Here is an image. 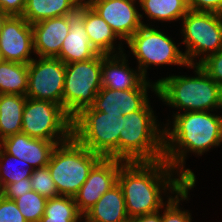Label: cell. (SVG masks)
I'll use <instances>...</instances> for the list:
<instances>
[{"mask_svg": "<svg viewBox=\"0 0 222 222\" xmlns=\"http://www.w3.org/2000/svg\"><path fill=\"white\" fill-rule=\"evenodd\" d=\"M28 89V64L0 62V94L26 96Z\"/></svg>", "mask_w": 222, "mask_h": 222, "instance_id": "24", "label": "cell"}, {"mask_svg": "<svg viewBox=\"0 0 222 222\" xmlns=\"http://www.w3.org/2000/svg\"><path fill=\"white\" fill-rule=\"evenodd\" d=\"M101 159L100 155L91 152L73 137L58 144L47 165L58 194L74 197Z\"/></svg>", "mask_w": 222, "mask_h": 222, "instance_id": "5", "label": "cell"}, {"mask_svg": "<svg viewBox=\"0 0 222 222\" xmlns=\"http://www.w3.org/2000/svg\"><path fill=\"white\" fill-rule=\"evenodd\" d=\"M199 65L217 84H222V49L208 55Z\"/></svg>", "mask_w": 222, "mask_h": 222, "instance_id": "31", "label": "cell"}, {"mask_svg": "<svg viewBox=\"0 0 222 222\" xmlns=\"http://www.w3.org/2000/svg\"><path fill=\"white\" fill-rule=\"evenodd\" d=\"M84 0H26L22 16L29 24L75 14Z\"/></svg>", "mask_w": 222, "mask_h": 222, "instance_id": "22", "label": "cell"}, {"mask_svg": "<svg viewBox=\"0 0 222 222\" xmlns=\"http://www.w3.org/2000/svg\"><path fill=\"white\" fill-rule=\"evenodd\" d=\"M34 51L38 57L56 58L69 33V15L53 17L32 24Z\"/></svg>", "mask_w": 222, "mask_h": 222, "instance_id": "18", "label": "cell"}, {"mask_svg": "<svg viewBox=\"0 0 222 222\" xmlns=\"http://www.w3.org/2000/svg\"><path fill=\"white\" fill-rule=\"evenodd\" d=\"M123 41H127L143 25L136 0H84Z\"/></svg>", "mask_w": 222, "mask_h": 222, "instance_id": "13", "label": "cell"}, {"mask_svg": "<svg viewBox=\"0 0 222 222\" xmlns=\"http://www.w3.org/2000/svg\"><path fill=\"white\" fill-rule=\"evenodd\" d=\"M21 133L47 141L66 142L72 137V118L59 104L27 98Z\"/></svg>", "mask_w": 222, "mask_h": 222, "instance_id": "8", "label": "cell"}, {"mask_svg": "<svg viewBox=\"0 0 222 222\" xmlns=\"http://www.w3.org/2000/svg\"><path fill=\"white\" fill-rule=\"evenodd\" d=\"M121 116L84 108L72 118V137L102 158L118 160Z\"/></svg>", "mask_w": 222, "mask_h": 222, "instance_id": "6", "label": "cell"}, {"mask_svg": "<svg viewBox=\"0 0 222 222\" xmlns=\"http://www.w3.org/2000/svg\"><path fill=\"white\" fill-rule=\"evenodd\" d=\"M102 61L98 53L87 61L65 64L62 107L71 118L90 107L102 88Z\"/></svg>", "mask_w": 222, "mask_h": 222, "instance_id": "7", "label": "cell"}, {"mask_svg": "<svg viewBox=\"0 0 222 222\" xmlns=\"http://www.w3.org/2000/svg\"><path fill=\"white\" fill-rule=\"evenodd\" d=\"M82 218L73 197L58 196L47 199L39 222H80Z\"/></svg>", "mask_w": 222, "mask_h": 222, "instance_id": "26", "label": "cell"}, {"mask_svg": "<svg viewBox=\"0 0 222 222\" xmlns=\"http://www.w3.org/2000/svg\"><path fill=\"white\" fill-rule=\"evenodd\" d=\"M172 172L176 175L177 171L164 159L124 162L121 165L117 183L122 189L130 219L159 211L166 204L162 192L168 190L171 194L177 193L188 183L181 175L174 178Z\"/></svg>", "mask_w": 222, "mask_h": 222, "instance_id": "1", "label": "cell"}, {"mask_svg": "<svg viewBox=\"0 0 222 222\" xmlns=\"http://www.w3.org/2000/svg\"><path fill=\"white\" fill-rule=\"evenodd\" d=\"M195 68V77L172 75L157 80V95L172 108L191 111H213L222 108L219 84H217L199 64L188 65Z\"/></svg>", "mask_w": 222, "mask_h": 222, "instance_id": "4", "label": "cell"}, {"mask_svg": "<svg viewBox=\"0 0 222 222\" xmlns=\"http://www.w3.org/2000/svg\"><path fill=\"white\" fill-rule=\"evenodd\" d=\"M189 10L218 13L222 8V0H188Z\"/></svg>", "mask_w": 222, "mask_h": 222, "instance_id": "34", "label": "cell"}, {"mask_svg": "<svg viewBox=\"0 0 222 222\" xmlns=\"http://www.w3.org/2000/svg\"><path fill=\"white\" fill-rule=\"evenodd\" d=\"M32 190L41 196L55 198L60 196L52 179L48 166L33 169L30 177Z\"/></svg>", "mask_w": 222, "mask_h": 222, "instance_id": "30", "label": "cell"}, {"mask_svg": "<svg viewBox=\"0 0 222 222\" xmlns=\"http://www.w3.org/2000/svg\"><path fill=\"white\" fill-rule=\"evenodd\" d=\"M126 43L136 57L138 69L145 78H147L149 65H189L184 52L179 50L176 43L163 32L149 25H143Z\"/></svg>", "mask_w": 222, "mask_h": 222, "instance_id": "10", "label": "cell"}, {"mask_svg": "<svg viewBox=\"0 0 222 222\" xmlns=\"http://www.w3.org/2000/svg\"><path fill=\"white\" fill-rule=\"evenodd\" d=\"M113 55L103 54L102 87L111 90H130L138 88L146 78L141 71L129 68L127 55L123 53L121 45ZM119 54V55H118Z\"/></svg>", "mask_w": 222, "mask_h": 222, "instance_id": "17", "label": "cell"}, {"mask_svg": "<svg viewBox=\"0 0 222 222\" xmlns=\"http://www.w3.org/2000/svg\"><path fill=\"white\" fill-rule=\"evenodd\" d=\"M10 16H11L10 14H8L7 12H4L0 9V34H1V31L3 29L5 22L7 21V19Z\"/></svg>", "mask_w": 222, "mask_h": 222, "instance_id": "37", "label": "cell"}, {"mask_svg": "<svg viewBox=\"0 0 222 222\" xmlns=\"http://www.w3.org/2000/svg\"><path fill=\"white\" fill-rule=\"evenodd\" d=\"M3 194H4V186H3L1 178H0V198L3 197Z\"/></svg>", "mask_w": 222, "mask_h": 222, "instance_id": "38", "label": "cell"}, {"mask_svg": "<svg viewBox=\"0 0 222 222\" xmlns=\"http://www.w3.org/2000/svg\"><path fill=\"white\" fill-rule=\"evenodd\" d=\"M14 201L28 222H39L44 215L47 198L31 190Z\"/></svg>", "mask_w": 222, "mask_h": 222, "instance_id": "28", "label": "cell"}, {"mask_svg": "<svg viewBox=\"0 0 222 222\" xmlns=\"http://www.w3.org/2000/svg\"><path fill=\"white\" fill-rule=\"evenodd\" d=\"M34 51L33 30L23 16L11 15L0 34V51L4 61L29 64Z\"/></svg>", "mask_w": 222, "mask_h": 222, "instance_id": "14", "label": "cell"}, {"mask_svg": "<svg viewBox=\"0 0 222 222\" xmlns=\"http://www.w3.org/2000/svg\"><path fill=\"white\" fill-rule=\"evenodd\" d=\"M144 13L157 21H176L188 13V0H138Z\"/></svg>", "mask_w": 222, "mask_h": 222, "instance_id": "25", "label": "cell"}, {"mask_svg": "<svg viewBox=\"0 0 222 222\" xmlns=\"http://www.w3.org/2000/svg\"><path fill=\"white\" fill-rule=\"evenodd\" d=\"M0 222H28L14 200L6 197L0 198Z\"/></svg>", "mask_w": 222, "mask_h": 222, "instance_id": "32", "label": "cell"}, {"mask_svg": "<svg viewBox=\"0 0 222 222\" xmlns=\"http://www.w3.org/2000/svg\"><path fill=\"white\" fill-rule=\"evenodd\" d=\"M65 64L59 58L39 57L28 64L27 98L62 106Z\"/></svg>", "mask_w": 222, "mask_h": 222, "instance_id": "11", "label": "cell"}, {"mask_svg": "<svg viewBox=\"0 0 222 222\" xmlns=\"http://www.w3.org/2000/svg\"><path fill=\"white\" fill-rule=\"evenodd\" d=\"M31 190L32 187H31L30 178H25L20 180L19 182L7 184L4 187L3 196L6 197L7 199L14 200Z\"/></svg>", "mask_w": 222, "mask_h": 222, "instance_id": "33", "label": "cell"}, {"mask_svg": "<svg viewBox=\"0 0 222 222\" xmlns=\"http://www.w3.org/2000/svg\"><path fill=\"white\" fill-rule=\"evenodd\" d=\"M64 142H52L19 133L0 141V147L8 154L25 160L32 169L46 167L54 148Z\"/></svg>", "mask_w": 222, "mask_h": 222, "instance_id": "16", "label": "cell"}, {"mask_svg": "<svg viewBox=\"0 0 222 222\" xmlns=\"http://www.w3.org/2000/svg\"><path fill=\"white\" fill-rule=\"evenodd\" d=\"M124 161L102 158L90 171L87 180L73 197L79 213L84 216L101 196L117 184Z\"/></svg>", "mask_w": 222, "mask_h": 222, "instance_id": "12", "label": "cell"}, {"mask_svg": "<svg viewBox=\"0 0 222 222\" xmlns=\"http://www.w3.org/2000/svg\"><path fill=\"white\" fill-rule=\"evenodd\" d=\"M149 102L141 109L121 116L118 160L152 162L164 159V129H159Z\"/></svg>", "mask_w": 222, "mask_h": 222, "instance_id": "3", "label": "cell"}, {"mask_svg": "<svg viewBox=\"0 0 222 222\" xmlns=\"http://www.w3.org/2000/svg\"><path fill=\"white\" fill-rule=\"evenodd\" d=\"M157 94V83H150L147 79L136 89L111 90L101 88L97 93L91 107L95 111L107 114L129 115L132 112L141 110L148 102L147 90L149 88Z\"/></svg>", "mask_w": 222, "mask_h": 222, "instance_id": "15", "label": "cell"}, {"mask_svg": "<svg viewBox=\"0 0 222 222\" xmlns=\"http://www.w3.org/2000/svg\"><path fill=\"white\" fill-rule=\"evenodd\" d=\"M83 218L85 222H129L130 218L119 184L104 193Z\"/></svg>", "mask_w": 222, "mask_h": 222, "instance_id": "20", "label": "cell"}, {"mask_svg": "<svg viewBox=\"0 0 222 222\" xmlns=\"http://www.w3.org/2000/svg\"><path fill=\"white\" fill-rule=\"evenodd\" d=\"M82 20L89 42L97 53L113 55L116 51L114 41L120 38L85 1L82 2Z\"/></svg>", "mask_w": 222, "mask_h": 222, "instance_id": "21", "label": "cell"}, {"mask_svg": "<svg viewBox=\"0 0 222 222\" xmlns=\"http://www.w3.org/2000/svg\"><path fill=\"white\" fill-rule=\"evenodd\" d=\"M129 222H161L160 210L154 213L133 217Z\"/></svg>", "mask_w": 222, "mask_h": 222, "instance_id": "36", "label": "cell"}, {"mask_svg": "<svg viewBox=\"0 0 222 222\" xmlns=\"http://www.w3.org/2000/svg\"><path fill=\"white\" fill-rule=\"evenodd\" d=\"M26 0H0V9L13 16H22Z\"/></svg>", "mask_w": 222, "mask_h": 222, "instance_id": "35", "label": "cell"}, {"mask_svg": "<svg viewBox=\"0 0 222 222\" xmlns=\"http://www.w3.org/2000/svg\"><path fill=\"white\" fill-rule=\"evenodd\" d=\"M13 160L16 163L21 164L20 166L22 167H20L18 164H17L18 165L17 167H20L18 169L16 168V166H15V169H14V166L13 167L11 165L8 166L10 162H12ZM14 161L13 163H15ZM6 162H9L8 165H6L7 164ZM32 171L33 169L25 160H20L19 158L6 153L0 147V178L4 187L7 184L19 182L20 180L25 179V178H30Z\"/></svg>", "mask_w": 222, "mask_h": 222, "instance_id": "27", "label": "cell"}, {"mask_svg": "<svg viewBox=\"0 0 222 222\" xmlns=\"http://www.w3.org/2000/svg\"><path fill=\"white\" fill-rule=\"evenodd\" d=\"M182 26L184 55L189 65L199 64L222 49V16L218 13L189 10L182 18ZM202 54L204 56L195 63L194 58Z\"/></svg>", "mask_w": 222, "mask_h": 222, "instance_id": "9", "label": "cell"}, {"mask_svg": "<svg viewBox=\"0 0 222 222\" xmlns=\"http://www.w3.org/2000/svg\"><path fill=\"white\" fill-rule=\"evenodd\" d=\"M219 93H220V102L222 105V84L219 85Z\"/></svg>", "mask_w": 222, "mask_h": 222, "instance_id": "39", "label": "cell"}, {"mask_svg": "<svg viewBox=\"0 0 222 222\" xmlns=\"http://www.w3.org/2000/svg\"><path fill=\"white\" fill-rule=\"evenodd\" d=\"M218 14L222 16V8H221V10L218 12Z\"/></svg>", "mask_w": 222, "mask_h": 222, "instance_id": "41", "label": "cell"}, {"mask_svg": "<svg viewBox=\"0 0 222 222\" xmlns=\"http://www.w3.org/2000/svg\"><path fill=\"white\" fill-rule=\"evenodd\" d=\"M3 61L2 55H1V51H0V62Z\"/></svg>", "mask_w": 222, "mask_h": 222, "instance_id": "40", "label": "cell"}, {"mask_svg": "<svg viewBox=\"0 0 222 222\" xmlns=\"http://www.w3.org/2000/svg\"><path fill=\"white\" fill-rule=\"evenodd\" d=\"M195 182H188L175 196L168 197L164 213L161 215V222H191V214L188 210L179 209L182 200H188V190L194 188ZM180 197V198H179Z\"/></svg>", "mask_w": 222, "mask_h": 222, "instance_id": "29", "label": "cell"}, {"mask_svg": "<svg viewBox=\"0 0 222 222\" xmlns=\"http://www.w3.org/2000/svg\"><path fill=\"white\" fill-rule=\"evenodd\" d=\"M27 97L0 94V141L22 131V115Z\"/></svg>", "mask_w": 222, "mask_h": 222, "instance_id": "23", "label": "cell"}, {"mask_svg": "<svg viewBox=\"0 0 222 222\" xmlns=\"http://www.w3.org/2000/svg\"><path fill=\"white\" fill-rule=\"evenodd\" d=\"M69 33L60 49L59 58L64 64L87 61L98 53L91 46L82 20V3L75 14L69 15Z\"/></svg>", "mask_w": 222, "mask_h": 222, "instance_id": "19", "label": "cell"}, {"mask_svg": "<svg viewBox=\"0 0 222 222\" xmlns=\"http://www.w3.org/2000/svg\"><path fill=\"white\" fill-rule=\"evenodd\" d=\"M173 117V129L164 127V160L177 171V176L196 182L192 170L184 169L186 155L189 151L203 155L221 145L222 118L210 111L177 112Z\"/></svg>", "mask_w": 222, "mask_h": 222, "instance_id": "2", "label": "cell"}]
</instances>
